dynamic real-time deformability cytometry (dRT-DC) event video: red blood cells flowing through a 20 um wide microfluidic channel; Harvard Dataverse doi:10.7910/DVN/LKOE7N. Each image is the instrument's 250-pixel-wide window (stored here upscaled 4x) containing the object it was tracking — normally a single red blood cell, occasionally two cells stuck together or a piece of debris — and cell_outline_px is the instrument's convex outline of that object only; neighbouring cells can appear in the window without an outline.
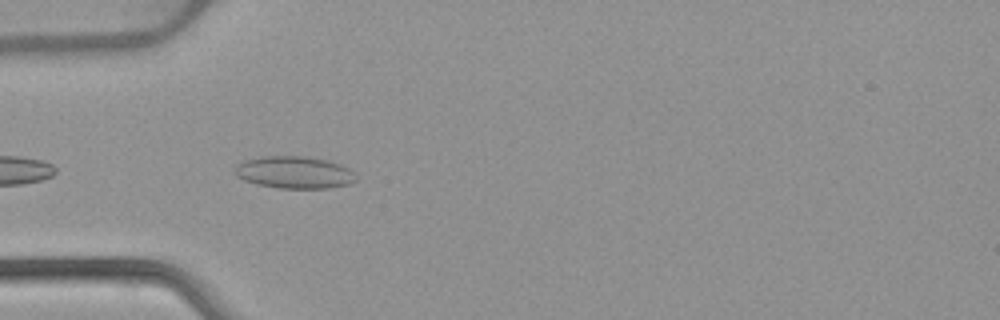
{"species": "common noctule bat (a hibernating species)", "species_latin": "Nyctalus noctula", "temperature_condition": "warm", "stored_images_in_passage": 7, "camera_frame_rate_fps": 3000, "um_per_image_px": 0.085, "animal": {"sex": "female", "body_mass_g": 22.7, "forearm_length_mm": 54.2}, "frame": {"image": 1, "passage_image": 3, "time_ms": 0.667, "image_size_px": [1000, 320], "cell_outline_px": [[356, 180], [352, 184], [328, 188], [276, 188], [256, 184], [244, 180], [236, 176], [232, 172], [232, 168], [236, 164], [244, 160], [264, 156], [304, 156], [328, 160], [340, 164], [356, 172]], "centroid_in_image_um": [25.0, 14.65], "position_along_channel_um": 60.0, "area_um2": 23.18}}